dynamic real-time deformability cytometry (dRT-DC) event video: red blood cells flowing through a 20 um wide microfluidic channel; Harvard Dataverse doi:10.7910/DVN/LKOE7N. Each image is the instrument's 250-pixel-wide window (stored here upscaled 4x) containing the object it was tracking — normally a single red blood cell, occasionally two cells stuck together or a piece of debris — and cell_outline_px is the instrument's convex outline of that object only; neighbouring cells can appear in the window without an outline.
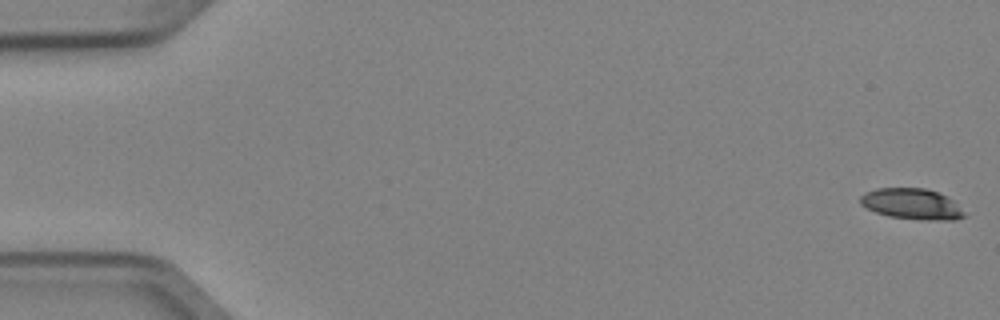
{"species": "Egyptian fruit bat (a non-hibernating species)", "species_latin": "Rousettus aegyptiacus", "temperature_condition": "cold", "stored_images_in_passage": 6, "segment_of_instrument_passage": [2, 2], "camera_frame_rate_fps": 3000, "um_per_image_px": 0.085, "animal": {"sex": "female"}, "frame": {"image": 1, "passage_image": 6, "time_ms": 1.667, "image_size_px": [1000, 320], "cell_outline_px": [[968, 216], [956, 220], [928, 220], [888, 216], [876, 212], [860, 204], [860, 196], [864, 192], [876, 188], [924, 188], [948, 196]], "centroid_in_image_um": [77.51, 17.33], "position_along_channel_um": 7.5, "area_um2": 18.67}}